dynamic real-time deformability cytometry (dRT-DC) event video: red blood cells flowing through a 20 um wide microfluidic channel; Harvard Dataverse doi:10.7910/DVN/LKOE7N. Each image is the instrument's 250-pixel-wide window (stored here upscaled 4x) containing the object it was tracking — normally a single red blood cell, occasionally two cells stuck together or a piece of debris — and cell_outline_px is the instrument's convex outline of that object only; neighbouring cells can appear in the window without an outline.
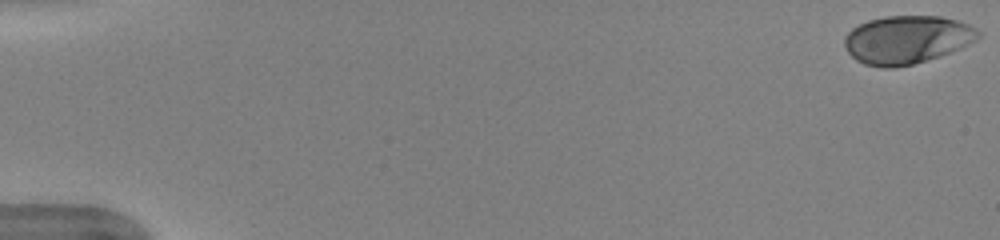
{"species": "human", "species_latin": "Homo sapiens", "temperature_condition": "warm", "stored_images_in_passage": 51, "camera_frame_rate_fps": 3000, "um_per_image_px": 0.085, "donor": {"sex": "female"}, "frame": {"image": 1, "passage_image": 1, "time_ms": 0.0, "image_size_px": [1000, 240], "cell_outline_px": [[980, 36], [976, 40], [968, 44], [940, 56], [912, 64], [892, 68], [884, 68], [864, 64], [856, 60], [848, 52], [844, 44], [844, 36], [852, 28], [868, 20], [884, 16], [940, 16], [956, 20], [968, 24], [976, 28], [980, 32]], "centroid_in_image_um": [77.07, 3.37], "position_along_channel_um": 7.9, "area_um2": 37.45}}
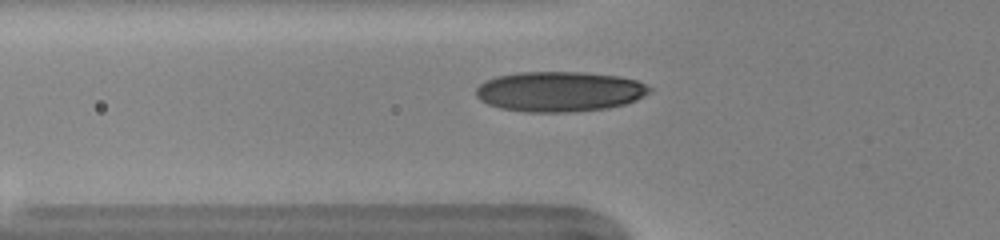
{"frame": {"image": 2, "passage_image": 19, "time_ms": 6.0, "image_size_px": [1000, 240], "cell_outline_px": [[652, 92], [636, 100], [624, 104], [608, 108], [568, 112], [528, 112], [500, 108], [488, 104], [480, 100], [476, 96], [476, 88], [480, 84], [496, 76], [520, 72], [584, 72], [620, 76], [636, 80], [652, 88]], "centroid_in_image_um": [47.58, 7.78], "position_along_channel_um": 78.2, "area_um2": 40.69}}
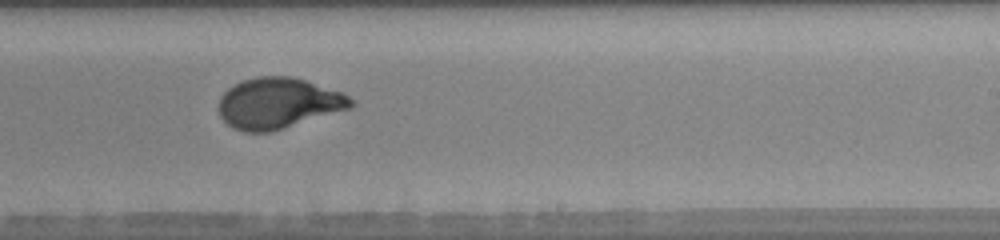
{"frame": {"image": 3, "passage_image": 33, "time_ms": 10.667, "image_size_px": [1000, 240], "cell_outline_px": [[356, 104], [352, 108], [272, 132], [244, 132], [232, 128], [220, 116], [220, 96], [228, 88], [240, 80], [260, 76], [292, 76], [344, 92]], "centroid_in_image_um": [23.68, 8.77], "position_along_channel_um": 265.3, "area_um2": 39.48}, "authors_computed_cell_mechanics": {"area_um2": 38.7838, "velocity_mm_per_s": 3.9903, "shape_relaxation_time_tau1_ms": 4.4301, "shape_relaxation_time_tau2_ms": null, "deformation_change_tau1": 0.2001, "deformation_change_tau2": null}}